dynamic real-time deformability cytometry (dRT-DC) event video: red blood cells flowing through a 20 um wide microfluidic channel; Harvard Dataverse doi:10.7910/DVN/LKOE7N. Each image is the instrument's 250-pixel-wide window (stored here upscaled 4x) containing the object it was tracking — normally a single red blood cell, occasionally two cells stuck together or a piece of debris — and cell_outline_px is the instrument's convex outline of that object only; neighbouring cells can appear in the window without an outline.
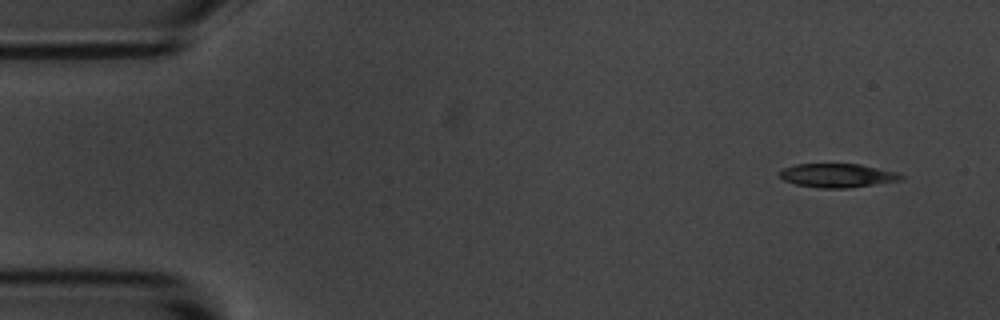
{"species": "common noctule bat (a hibernating species)", "species_latin": "Nyctalus noctula", "temperature_condition": "room temperature", "stored_images_in_passage": 4, "camera_frame_rate_fps": 3000, "um_per_image_px": 0.085, "animal": {"sex": "male", "body_mass_g": 20.1, "forearm_length_mm": 53.5}, "frame": {"image": 1, "passage_image": 1, "time_ms": 0.0, "image_size_px": [1000, 320], "cell_outline_px": [[904, 180], [848, 188], [816, 188], [796, 184], [784, 180], [780, 176], [780, 172], [784, 168], [796, 164], [860, 164], [896, 172], [904, 176]], "centroid_in_image_um": [71.21, 14.92], "position_along_channel_um": 13.8, "area_um2": 16.82}}
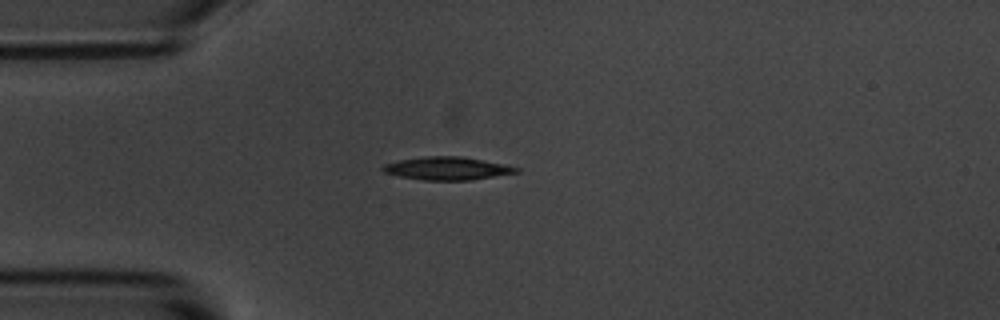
{"frame": {"image": 2, "passage_image": 4, "time_ms": 3.333, "image_size_px": [1000, 320], "cell_outline_px": [[520, 172], [468, 180], [424, 180], [400, 176], [384, 172], [380, 168], [384, 164], [400, 160], [424, 156], [460, 156], [504, 164], [520, 168]], "centroid_in_image_um": [38.0, 14.31], "position_along_channel_um": 47.0, "area_um2": 17.69}}